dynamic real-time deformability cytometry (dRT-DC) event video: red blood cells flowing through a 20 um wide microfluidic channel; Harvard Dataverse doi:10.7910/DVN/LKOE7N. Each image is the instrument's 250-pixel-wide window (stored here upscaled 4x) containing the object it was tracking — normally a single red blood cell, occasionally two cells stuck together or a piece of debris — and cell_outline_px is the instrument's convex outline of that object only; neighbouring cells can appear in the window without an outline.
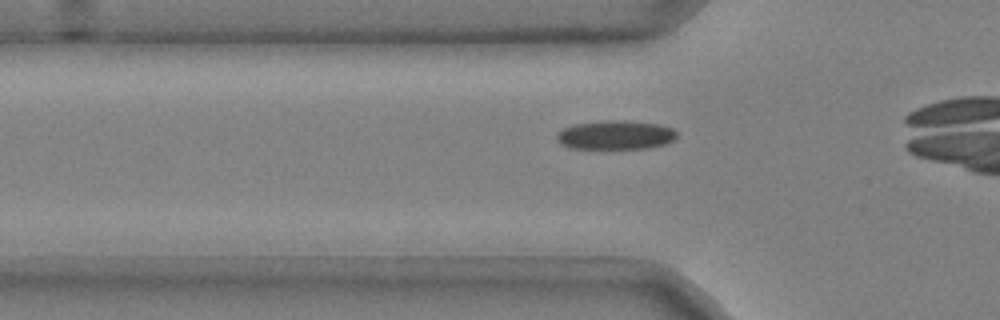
{"species": "common noctule bat (a hibernating species)", "species_latin": "Nyctalus noctula", "temperature_condition": "cold", "stored_images_in_passage": 34, "camera_frame_rate_fps": 3000, "um_per_image_px": 0.085, "animal": {"sex": "male", "body_mass_g": 20.4}, "frame": {"image": 1, "passage_image": 8, "time_ms": 2.333, "image_size_px": [1000, 320], "cell_outline_px": [[676, 140], [664, 144], [648, 148], [568, 148], [560, 144], [556, 140], [556, 132], [564, 128], [576, 124], [604, 120], [624, 120], [660, 124], [672, 128], [676, 132]], "centroid_in_image_um": [52.31, 11.47], "position_along_channel_um": 73.5, "area_um2": 20.4}}
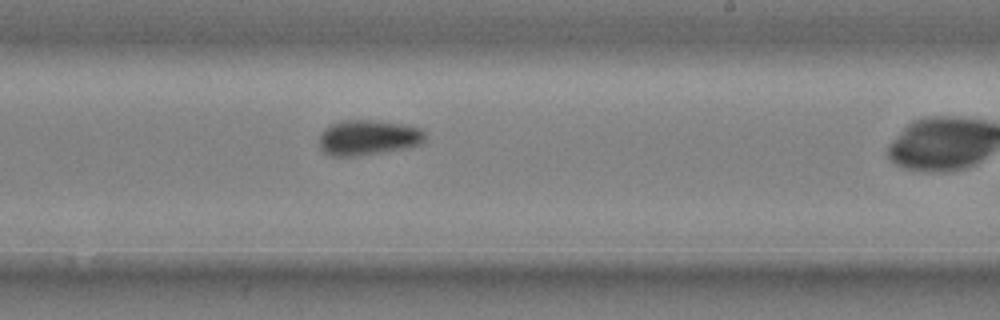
{"frame": {"image": 2, "passage_image": 23, "time_ms": 7.333, "image_size_px": [1000, 320], "cell_outline_px": [[424, 140], [420, 144], [408, 148], [352, 156], [332, 156], [324, 152], [320, 148], [320, 132], [324, 128], [340, 120], [372, 120], [404, 124], [420, 128], [424, 132]], "centroid_in_image_um": [31.27, 11.68], "position_along_channel_um": 257.7, "area_um2": 21.68}}
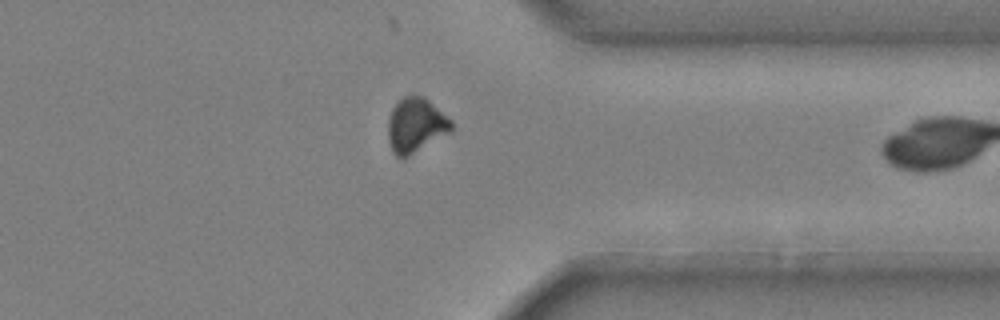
{"frame": {"image": 3, "passage_image": 33, "time_ms": 10.667, "image_size_px": [1000, 320], "cell_outline_px": [[452, 132], [408, 156], [396, 156], [392, 152], [388, 140], [388, 120], [392, 108], [404, 96], [424, 96], [452, 120]], "centroid_in_image_um": [35.35, 10.65], "position_along_channel_um": 376.0, "area_um2": 20.11}}